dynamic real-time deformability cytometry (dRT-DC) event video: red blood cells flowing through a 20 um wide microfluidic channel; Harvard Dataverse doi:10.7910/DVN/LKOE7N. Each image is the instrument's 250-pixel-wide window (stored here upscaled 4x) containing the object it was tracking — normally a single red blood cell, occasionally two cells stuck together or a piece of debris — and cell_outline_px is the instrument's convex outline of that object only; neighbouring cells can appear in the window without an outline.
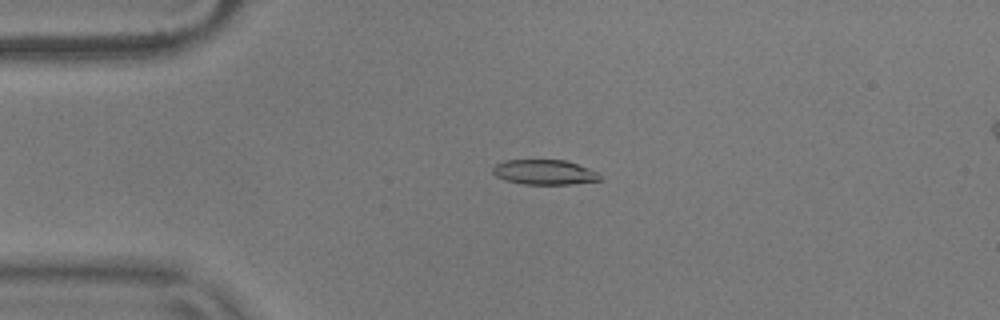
{"species": "common noctule bat (a hibernating species)", "species_latin": "Nyctalus noctula", "temperature_condition": "warm", "stored_images_in_passage": 44, "camera_frame_rate_fps": 3000, "um_per_image_px": 0.085, "animal": {"sex": "male", "body_mass_g": 17.9}, "frame": {"image": 1, "passage_image": 2, "time_ms": 0.333, "image_size_px": [1000, 320], "cell_outline_px": [[604, 180], [572, 184], [524, 184], [504, 180], [496, 176], [492, 172], [492, 168], [496, 164], [504, 160], [564, 160], [588, 168], [596, 172]], "centroid_in_image_um": [46.26, 14.64], "position_along_channel_um": 38.7, "area_um2": 15.55}}
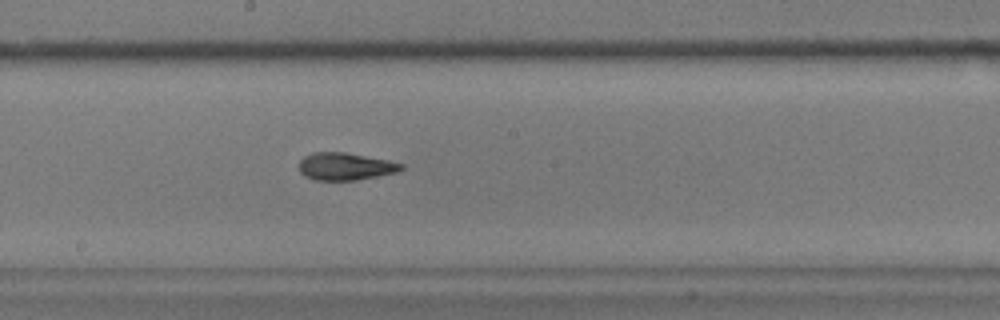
{"frame": {"image": 2, "passage_image": 19, "time_ms": 6.0, "image_size_px": [1000, 320], "cell_outline_px": [[404, 168], [400, 172], [356, 180], [312, 180], [304, 176], [300, 172], [300, 160], [304, 156], [312, 152], [344, 152], [388, 160], [404, 164]], "centroid_in_image_um": [29.36, 14.15], "position_along_channel_um": 218.8, "area_um2": 16.47}}
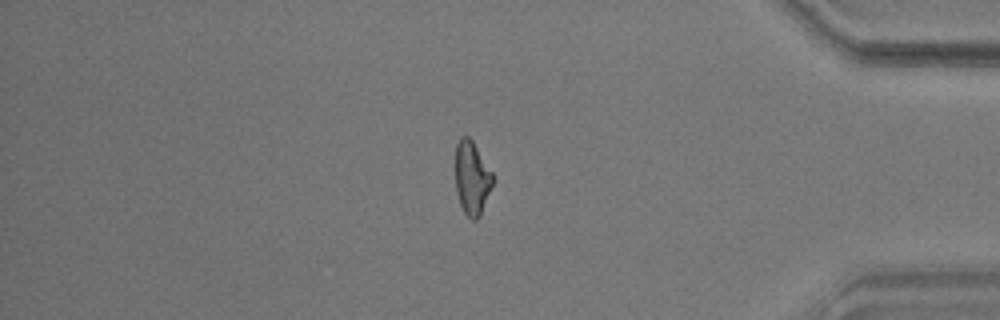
{"frame": {"image": 3, "passage_image": 36, "time_ms": 11.667, "image_size_px": [1000, 320], "cell_outline_px": [[492, 184], [480, 216], [476, 220], [472, 220], [464, 212], [460, 204], [456, 192], [456, 144], [460, 136], [468, 136], [472, 140], [492, 172]], "centroid_in_image_um": [40.09, 15.12], "position_along_channel_um": 395.1, "area_um2": 15.78}, "authors_computed_cell_mechanics": {"area_um2": 16.4152, "velocity_mm_per_s": 3.6563, "shape_relaxation_time_tau1_ms": 7.8602, "shape_relaxation_time_tau2_ms": 2.4114, "deformation_change_tau1": 0.2056, "deformation_change_tau2": 0.0969}}